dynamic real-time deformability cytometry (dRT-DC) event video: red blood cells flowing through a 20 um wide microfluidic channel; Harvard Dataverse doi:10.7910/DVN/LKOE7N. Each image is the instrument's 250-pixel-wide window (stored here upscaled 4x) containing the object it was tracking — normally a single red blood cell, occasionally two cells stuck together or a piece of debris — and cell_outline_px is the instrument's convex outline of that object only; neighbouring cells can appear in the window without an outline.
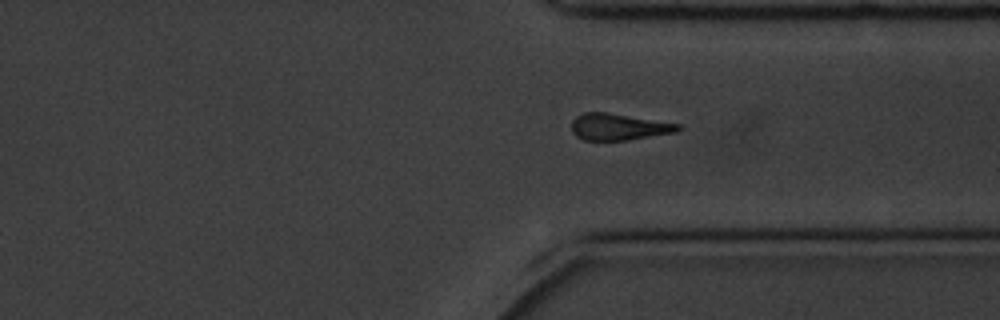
{"species": "common noctule bat (a hibernating species)", "species_latin": "Nyctalus noctula", "temperature_condition": "cold", "stored_images_in_passage": 32, "camera_frame_rate_fps": 3000, "um_per_image_px": 0.085, "animal": {"sex": "male", "body_mass_g": 20.1, "forearm_length_mm": 53.5}, "frame": {"image": 1, "passage_image": 28, "time_ms": 9.0, "image_size_px": [1000, 320], "cell_outline_px": [[684, 128], [676, 132], [628, 140], [584, 140], [576, 136], [572, 132], [572, 120], [576, 116], [584, 112], [608, 112], [684, 124]], "centroid_in_image_um": [52.65, 10.77], "position_along_channel_um": 358.8, "area_um2": 16.82}}